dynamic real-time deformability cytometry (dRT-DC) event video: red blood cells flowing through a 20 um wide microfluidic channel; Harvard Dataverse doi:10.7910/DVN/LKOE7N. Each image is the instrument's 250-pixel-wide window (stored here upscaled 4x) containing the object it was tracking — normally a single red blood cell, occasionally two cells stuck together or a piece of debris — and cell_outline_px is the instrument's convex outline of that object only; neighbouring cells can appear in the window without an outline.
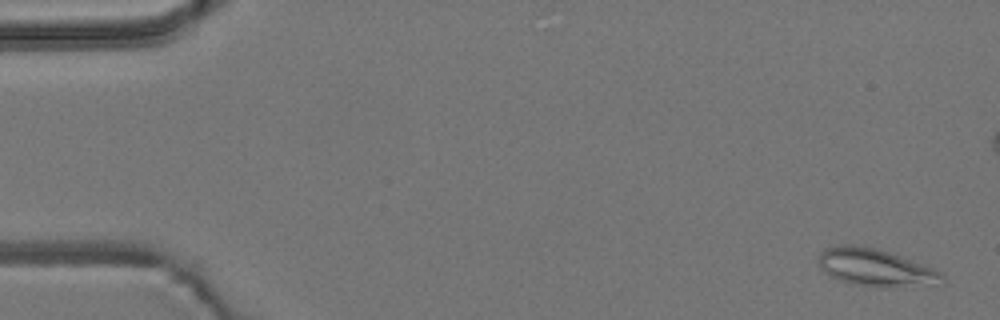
{"species": "common noctule bat (a hibernating species)", "species_latin": "Nyctalus noctula", "temperature_condition": "room temperature", "stored_images_in_passage": 6, "camera_frame_rate_fps": 3000, "um_per_image_px": 0.085, "animal": {"sex": "male", "body_mass_g": 19.2, "forearm_length_mm": 51.8}, "frame": {"image": 1, "passage_image": 1, "time_ms": 0.0, "image_size_px": [1000, 320], "cell_outline_px": [[944, 284], [864, 284], [840, 280], [824, 272], [816, 256], [824, 248], [844, 244], [848, 244], [876, 248], [900, 256], [932, 268], [940, 272], [944, 276]], "centroid_in_image_um": [74.35, 22.67], "position_along_channel_um": 10.6, "area_um2": 25.49}}